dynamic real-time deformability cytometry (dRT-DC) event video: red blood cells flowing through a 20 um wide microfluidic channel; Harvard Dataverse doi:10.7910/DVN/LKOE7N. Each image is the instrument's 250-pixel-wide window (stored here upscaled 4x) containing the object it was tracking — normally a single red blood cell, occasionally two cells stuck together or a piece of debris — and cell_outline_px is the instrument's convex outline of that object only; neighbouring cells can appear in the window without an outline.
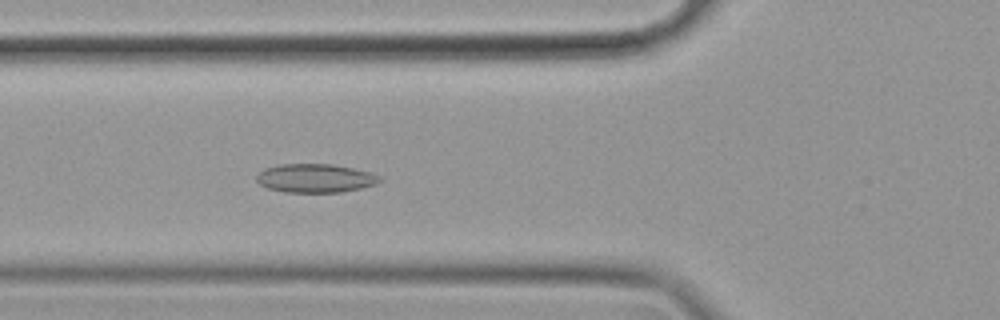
{"species": "common noctule bat (a hibernating species)", "species_latin": "Nyctalus noctula", "temperature_condition": "cold", "stored_images_in_passage": 58, "camera_frame_rate_fps": 3000, "um_per_image_px": 0.085, "animal": {"sex": "female", "body_mass_g": 19.9}, "frame": {"image": 1, "passage_image": 21, "time_ms": 6.667, "image_size_px": [1000, 320], "cell_outline_px": [[384, 180], [376, 184], [360, 188], [340, 192], [284, 192], [268, 188], [260, 184], [256, 180], [256, 176], [264, 168], [280, 164], [332, 164], [352, 168], [368, 172], [380, 176]], "centroid_in_image_um": [26.79, 15.14], "position_along_channel_um": 99.0, "area_um2": 20.52}}
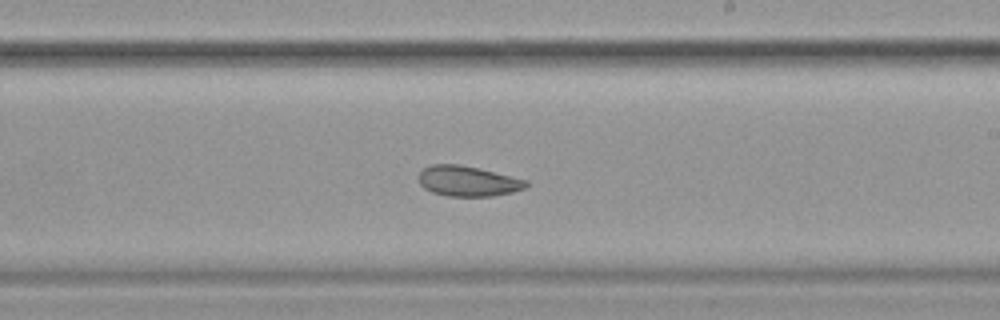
{"frame": {"image": 2, "passage_image": 34, "time_ms": 11.0, "image_size_px": [1000, 320], "cell_outline_px": [[528, 184], [524, 188], [512, 192], [492, 196], [448, 196], [432, 192], [424, 188], [420, 184], [416, 176], [424, 168], [432, 164], [456, 164], [480, 168], [528, 180]], "centroid_in_image_um": [39.74, 15.39], "position_along_channel_um": 249.3, "area_um2": 19.07}}
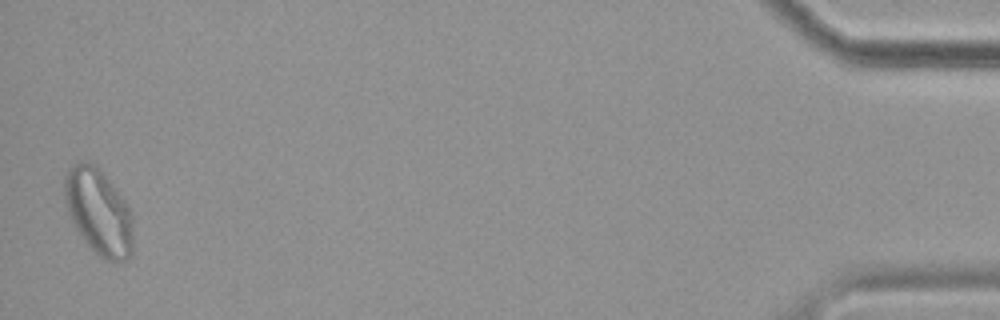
{"frame": {"image": 3, "passage_image": 57, "time_ms": 18.667, "image_size_px": [1000, 320], "cell_outline_px": [[132, 252], [124, 260], [112, 264], [104, 260], [84, 240], [72, 220], [68, 212], [64, 200], [64, 180], [68, 168], [76, 164], [88, 160], [108, 180], [120, 196], [128, 208], [132, 216]], "centroid_in_image_um": [8.37, 18.05], "position_along_channel_um": 426.8, "area_um2": 33.58}, "authors_computed_cell_mechanics": {"area_um2": 23.0333, "velocity_mm_per_s": 3.4745, "shape_relaxation_time_tau1_ms": null, "shape_relaxation_time_tau2_ms": 4.1205, "deformation_change_tau1": null, "deformation_change_tau2": 0.0858}}